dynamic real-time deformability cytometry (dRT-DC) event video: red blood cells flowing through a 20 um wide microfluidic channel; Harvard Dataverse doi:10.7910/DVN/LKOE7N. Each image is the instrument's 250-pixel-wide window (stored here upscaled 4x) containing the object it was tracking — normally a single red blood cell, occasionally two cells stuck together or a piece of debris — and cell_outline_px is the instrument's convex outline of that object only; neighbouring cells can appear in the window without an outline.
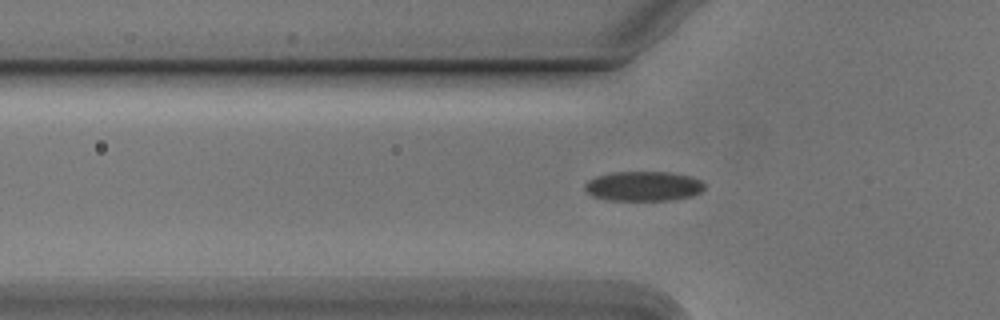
{"species": "Egyptian fruit bat (a non-hibernating species)", "species_latin": "Rousettus aegyptiacus", "temperature_condition": "cold", "stored_images_in_passage": 42, "camera_frame_rate_fps": 3000, "um_per_image_px": 0.085, "animal": {"sex": "male"}, "frame": {"image": 1, "passage_image": 11, "time_ms": 3.333, "image_size_px": [1000, 320], "cell_outline_px": [[704, 188], [700, 192], [692, 196], [672, 200], [608, 200], [592, 196], [584, 188], [584, 184], [588, 180], [596, 176], [612, 172], [668, 172], [688, 176], [700, 180], [704, 184]], "centroid_in_image_um": [54.66, 15.83], "position_along_channel_um": 71.1, "area_um2": 20.69}}
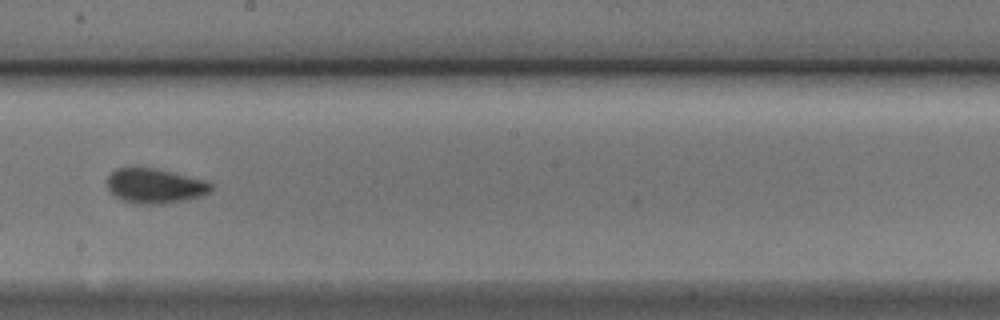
{"frame": {"image": 2, "passage_image": 24, "time_ms": 7.667, "image_size_px": [1000, 320], "cell_outline_px": [[212, 188], [208, 192], [200, 196], [184, 200], [160, 204], [136, 204], [120, 200], [108, 188], [108, 176], [116, 168], [156, 168], [204, 180], [212, 184]], "centroid_in_image_um": [13.15, 15.81], "position_along_channel_um": 235.1, "area_um2": 20.81}}
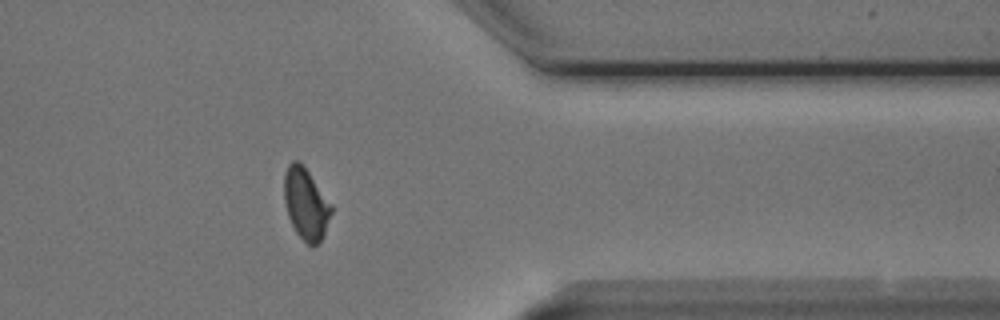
{"frame": {"image": 3, "passage_image": 37, "time_ms": 12.0, "image_size_px": [1000, 320], "cell_outline_px": [[332, 212], [324, 232], [320, 240], [312, 248], [296, 232], [288, 216], [284, 200], [284, 172], [288, 164], [292, 160], [300, 160], [304, 164], [332, 204]], "centroid_in_image_um": [25.99, 17.26], "position_along_channel_um": 385.4, "area_um2": 19.77}, "authors_computed_cell_mechanics": {"area_um2": 20.4901, "velocity_mm_per_s": 3.7818, "shape_relaxation_time_tau1_ms": 4.3738, "shape_relaxation_time_tau2_ms": 1.0778, "deformation_change_tau1": 0.121, "deformation_change_tau2": 0.0454}}